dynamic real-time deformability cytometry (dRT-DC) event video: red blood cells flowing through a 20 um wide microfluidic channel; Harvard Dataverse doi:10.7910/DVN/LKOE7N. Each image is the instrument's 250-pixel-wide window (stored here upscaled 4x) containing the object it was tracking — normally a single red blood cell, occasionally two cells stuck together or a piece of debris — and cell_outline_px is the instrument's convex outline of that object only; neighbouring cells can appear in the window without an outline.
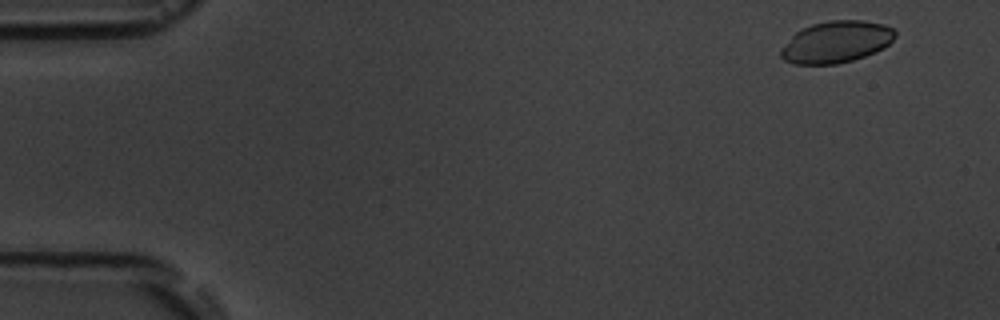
{"species": "common noctule bat (a hibernating species)", "species_latin": "Nyctalus noctula", "temperature_condition": "room temperature", "stored_images_in_passage": 2, "camera_frame_rate_fps": 3000, "um_per_image_px": 0.085, "animal": {"sex": "male", "body_mass_g": 19.5, "forearm_length_mm": 54.6}, "frame": {"image": 1, "passage_image": 2, "time_ms": 1.333, "image_size_px": [1000, 320], "cell_outline_px": [[896, 36], [884, 48], [864, 56], [852, 60], [836, 64], [796, 64], [784, 60], [780, 56], [780, 48], [796, 32], [812, 24], [828, 20], [864, 20], [884, 24], [892, 28], [896, 32]], "centroid_in_image_um": [71.08, 3.56], "position_along_channel_um": 13.9, "area_um2": 27.74}}